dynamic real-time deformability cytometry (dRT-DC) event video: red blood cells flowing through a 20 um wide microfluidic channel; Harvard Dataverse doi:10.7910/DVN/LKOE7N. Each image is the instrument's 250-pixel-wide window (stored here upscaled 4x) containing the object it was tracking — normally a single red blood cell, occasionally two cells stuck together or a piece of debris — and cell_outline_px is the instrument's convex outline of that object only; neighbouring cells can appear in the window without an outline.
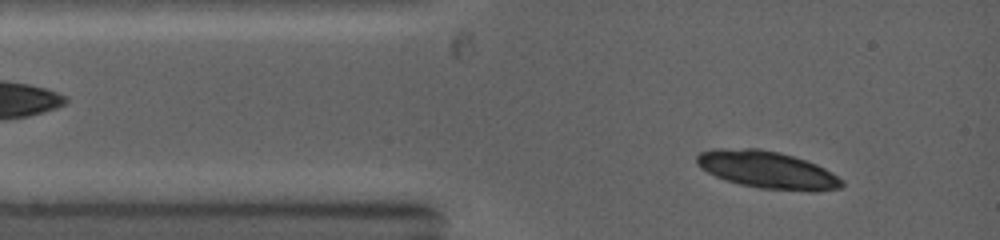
{"species": "common noctule bat (a hibernating species)", "species_latin": "Nyctalus noctula", "temperature_condition": "warm", "stored_images_in_passage": 2, "camera_frame_rate_fps": 5000, "um_per_image_px": 0.085, "animal": {"sex": "female", "body_mass_g": 19.0, "forearm_length_mm": 53.3}, "frame": {"image": 1, "passage_image": 2, "time_ms": 1.0, "image_size_px": [1000, 240], "cell_outline_px": [[844, 184], [840, 188], [816, 192], [808, 192], [760, 188], [740, 184], [716, 176], [700, 168], [696, 164], [696, 156], [700, 152], [712, 148], [760, 148], [780, 152], [816, 164], [832, 172], [844, 180]], "centroid_in_image_um": [65.23, 14.43], "position_along_channel_um": 19.8, "area_um2": 31.85}}